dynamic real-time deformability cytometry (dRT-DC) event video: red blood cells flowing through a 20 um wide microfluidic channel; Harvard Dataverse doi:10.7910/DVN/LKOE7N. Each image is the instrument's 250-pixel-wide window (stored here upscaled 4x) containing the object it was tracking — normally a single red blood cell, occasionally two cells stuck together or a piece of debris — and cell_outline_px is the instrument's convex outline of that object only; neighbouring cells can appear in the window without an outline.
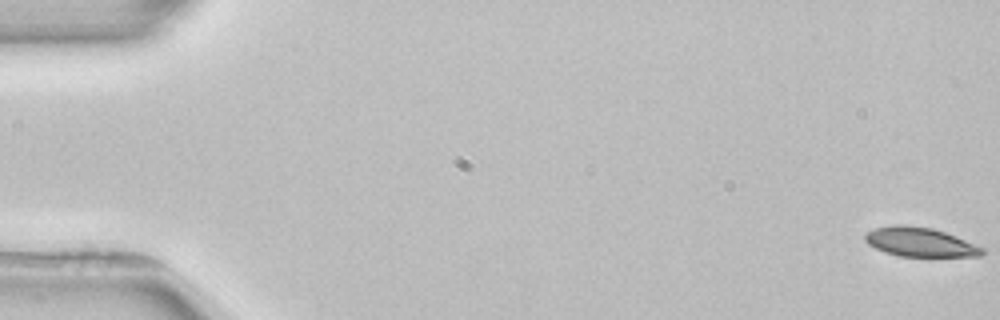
{"species": "common noctule bat (a hibernating species)", "species_latin": "Nyctalus noctula", "temperature_condition": "room temperature", "stored_images_in_passage": 5, "camera_frame_rate_fps": 3000, "um_per_image_px": 0.085, "animal": {"sex": "female", "body_mass_g": 22.7, "forearm_length_mm": 54.2}, "frame": {"image": 1, "passage_image": 1, "time_ms": 0.0, "image_size_px": [1000, 320], "cell_outline_px": [[984, 252], [980, 256], [900, 256], [884, 252], [868, 244], [864, 240], [864, 232], [876, 228], [900, 224], [932, 228], [956, 236], [984, 248]], "centroid_in_image_um": [78.17, 20.57], "position_along_channel_um": 6.8, "area_um2": 19.77}}